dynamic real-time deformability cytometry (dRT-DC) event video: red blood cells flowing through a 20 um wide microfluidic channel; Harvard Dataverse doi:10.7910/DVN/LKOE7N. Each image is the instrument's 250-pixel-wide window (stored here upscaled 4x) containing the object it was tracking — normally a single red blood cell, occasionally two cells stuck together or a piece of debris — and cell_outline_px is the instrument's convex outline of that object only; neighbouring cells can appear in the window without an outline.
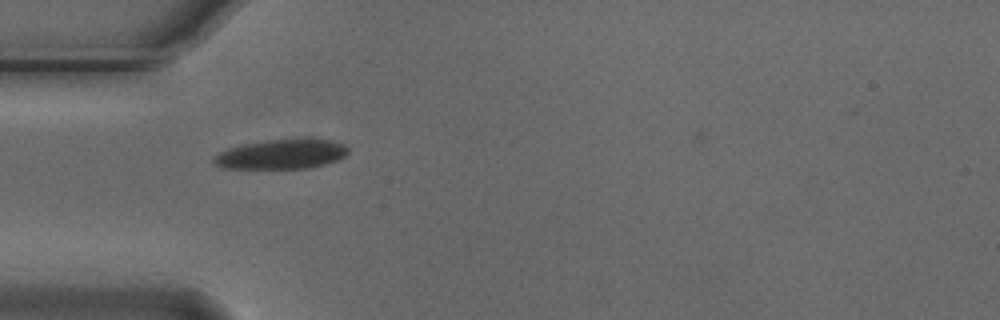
{"species": "Egyptian fruit bat (a non-hibernating species)", "species_latin": "Rousettus aegyptiacus", "temperature_condition": "cold", "stored_images_in_passage": 35, "camera_frame_rate_fps": 3000, "um_per_image_px": 0.085, "animal": {"sex": "male"}, "frame": {"image": 1, "passage_image": 1, "time_ms": 0.0, "image_size_px": [1000, 320], "cell_outline_px": [[348, 152], [340, 160], [308, 168], [220, 168], [212, 164], [212, 160], [220, 152], [228, 148], [240, 144], [264, 140], [332, 140], [344, 144], [348, 148]], "centroid_in_image_um": [23.88, 13.12], "position_along_channel_um": 61.1, "area_um2": 23.06}}
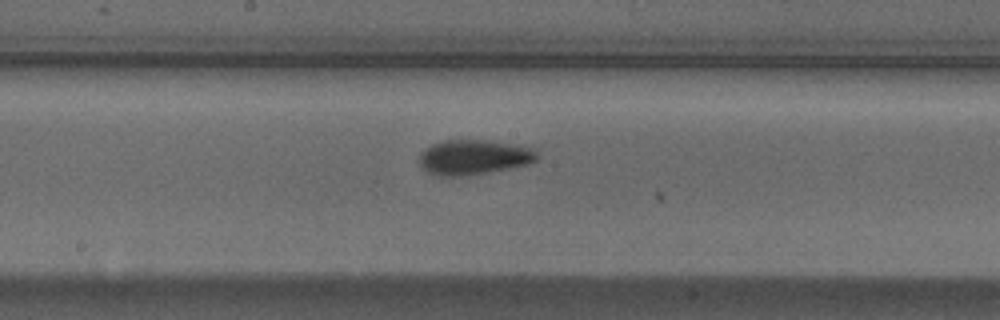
{"frame": {"image": 2, "passage_image": 13, "time_ms": 4.0, "image_size_px": [1000, 320], "cell_outline_px": [[540, 156], [536, 160], [528, 164], [488, 172], [460, 176], [440, 176], [428, 172], [416, 160], [420, 152], [424, 148], [440, 140], [492, 140], [532, 148]], "centroid_in_image_um": [40.22, 13.34], "position_along_channel_um": 208.0, "area_um2": 24.1}}
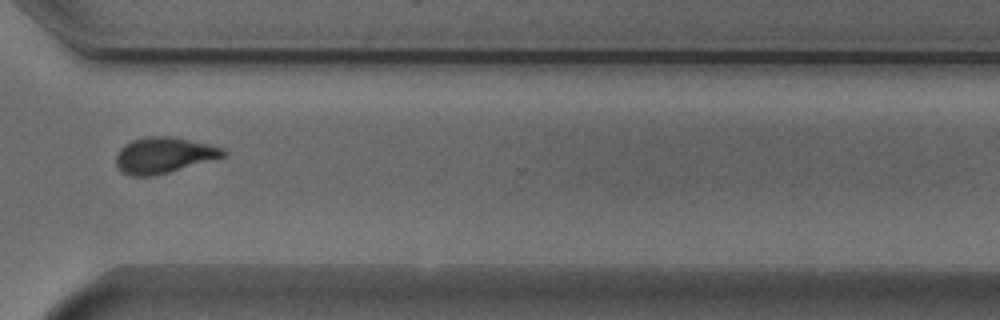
{"frame": {"image": 3, "passage_image": 25, "time_ms": 8.0, "image_size_px": [1000, 320], "cell_outline_px": [[224, 156], [168, 172], [152, 176], [128, 176], [120, 172], [116, 164], [116, 156], [120, 148], [124, 144], [132, 140], [152, 136], [168, 136], [208, 144], [224, 148]], "centroid_in_image_um": [13.84, 13.2], "position_along_channel_um": 356.8, "area_um2": 22.08}, "authors_computed_cell_mechanics": {"area_um2": 23.0044, "velocity_mm_per_s": 3.7249, "shape_relaxation_time_tau1_ms": 2.9896, "shape_relaxation_time_tau2_ms": 3.6932, "deformation_change_tau1": 0.1306, "deformation_change_tau2": 0.083}}